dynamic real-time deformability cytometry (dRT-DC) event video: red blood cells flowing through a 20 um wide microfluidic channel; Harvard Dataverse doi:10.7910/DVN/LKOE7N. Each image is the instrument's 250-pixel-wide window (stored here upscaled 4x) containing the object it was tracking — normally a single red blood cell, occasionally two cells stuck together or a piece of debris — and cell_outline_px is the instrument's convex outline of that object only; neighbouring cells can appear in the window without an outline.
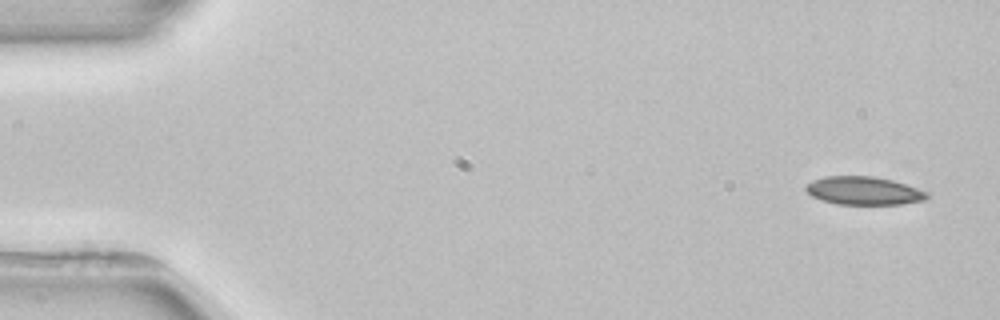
{"species": "common noctule bat (a hibernating species)", "species_latin": "Nyctalus noctula", "temperature_condition": "room temperature", "stored_images_in_passage": 3, "camera_frame_rate_fps": 3000, "um_per_image_px": 0.085, "animal": {"sex": "female", "body_mass_g": 22.7, "forearm_length_mm": 54.2}, "frame": {"image": 1, "passage_image": 1, "time_ms": 0.0, "image_size_px": [1000, 320], "cell_outline_px": [[928, 196], [924, 200], [900, 204], [836, 204], [820, 200], [812, 196], [804, 188], [804, 184], [812, 180], [824, 176], [872, 176], [892, 180], [928, 192]], "centroid_in_image_um": [73.35, 16.21], "position_along_channel_um": 11.6, "area_um2": 19.88}}